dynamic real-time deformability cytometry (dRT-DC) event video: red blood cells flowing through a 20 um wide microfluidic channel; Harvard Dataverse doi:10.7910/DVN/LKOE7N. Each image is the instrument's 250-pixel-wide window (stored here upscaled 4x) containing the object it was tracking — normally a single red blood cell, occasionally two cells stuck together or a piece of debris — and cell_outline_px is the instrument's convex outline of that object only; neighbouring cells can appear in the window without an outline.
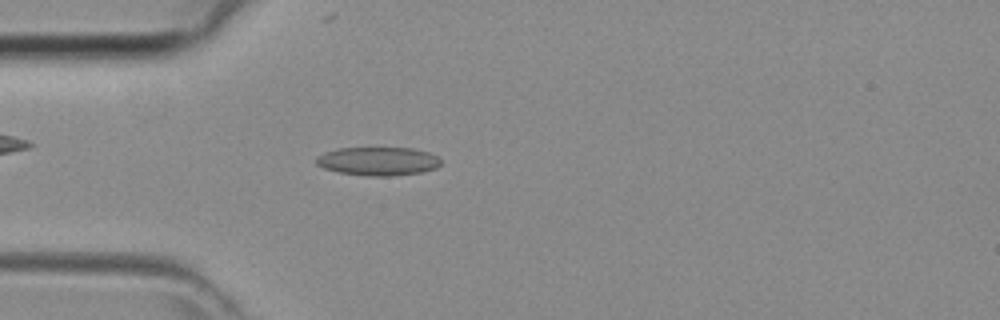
{"species": "common noctule bat (a hibernating species)", "species_latin": "Nyctalus noctula", "temperature_condition": "room temperature", "stored_images_in_passage": 40, "camera_frame_rate_fps": 3000, "um_per_image_px": 0.085, "animal": {"sex": "female", "body_mass_g": 29.2, "forearm_length_mm": 56.3}, "frame": {"image": 1, "passage_image": 8, "time_ms": 2.333, "image_size_px": [1000, 320], "cell_outline_px": [[440, 164], [436, 168], [420, 172], [388, 176], [368, 176], [340, 172], [324, 168], [316, 164], [316, 156], [324, 152], [336, 148], [412, 148], [428, 152], [436, 156], [440, 160]], "centroid_in_image_um": [32.1, 13.69], "position_along_channel_um": 52.9, "area_um2": 20.58}}
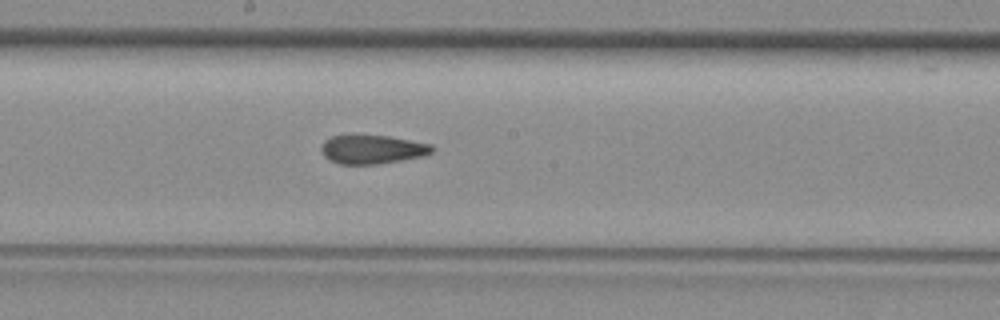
{"frame": {"image": 2, "passage_image": 19, "time_ms": 6.0, "image_size_px": [1000, 320], "cell_outline_px": [[436, 148], [432, 152], [424, 156], [376, 164], [340, 164], [324, 156], [320, 148], [324, 140], [332, 136], [388, 136], [432, 144]], "centroid_in_image_um": [31.67, 12.7], "position_along_channel_um": 216.5, "area_um2": 18.38}}
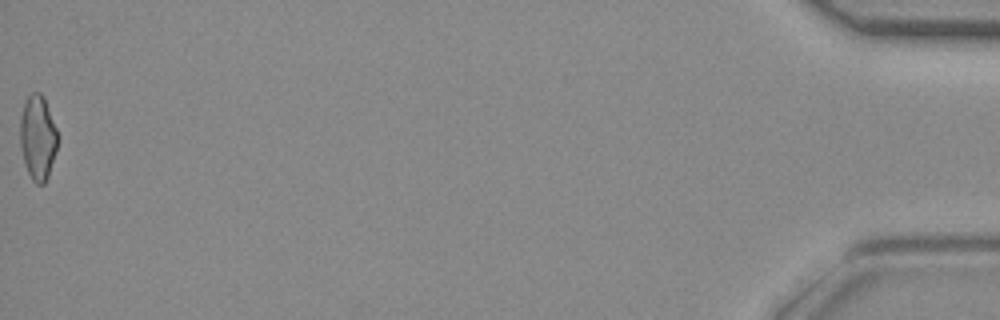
{"frame": {"image": 3, "passage_image": 40, "time_ms": 13.0, "image_size_px": [1000, 320], "cell_outline_px": [[56, 152], [48, 176], [44, 184], [36, 184], [32, 180], [28, 172], [24, 160], [20, 144], [20, 116], [24, 100], [32, 92], [40, 92], [44, 96], [56, 128]], "centroid_in_image_um": [3.19, 11.66], "position_along_channel_um": 432.0, "area_um2": 18.44}}